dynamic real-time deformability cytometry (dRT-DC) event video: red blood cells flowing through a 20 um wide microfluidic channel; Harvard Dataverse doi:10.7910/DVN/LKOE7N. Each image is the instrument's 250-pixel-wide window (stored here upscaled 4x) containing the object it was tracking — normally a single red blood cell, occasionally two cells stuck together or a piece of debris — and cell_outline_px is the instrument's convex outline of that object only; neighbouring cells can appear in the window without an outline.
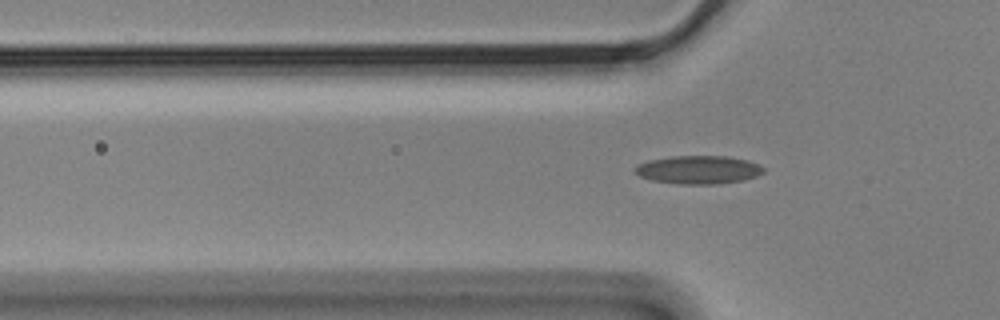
{"species": "Egyptian fruit bat (a non-hibernating species)", "species_latin": "Rousettus aegyptiacus", "temperature_condition": "cold", "stored_images_in_passage": 4, "segment_of_instrument_passage": [2, 2], "camera_frame_rate_fps": 3000, "um_per_image_px": 0.085, "animal": {"sex": "male"}, "frame": {"image": 1, "passage_image": 4, "time_ms": 1.0, "image_size_px": [1000, 320], "cell_outline_px": [[764, 172], [756, 176], [740, 180], [716, 184], [680, 184], [652, 180], [640, 176], [632, 168], [636, 164], [648, 160], [672, 156], [728, 156], [748, 160], [764, 168]], "centroid_in_image_um": [59.32, 14.42], "position_along_channel_um": 66.5, "area_um2": 21.1}}